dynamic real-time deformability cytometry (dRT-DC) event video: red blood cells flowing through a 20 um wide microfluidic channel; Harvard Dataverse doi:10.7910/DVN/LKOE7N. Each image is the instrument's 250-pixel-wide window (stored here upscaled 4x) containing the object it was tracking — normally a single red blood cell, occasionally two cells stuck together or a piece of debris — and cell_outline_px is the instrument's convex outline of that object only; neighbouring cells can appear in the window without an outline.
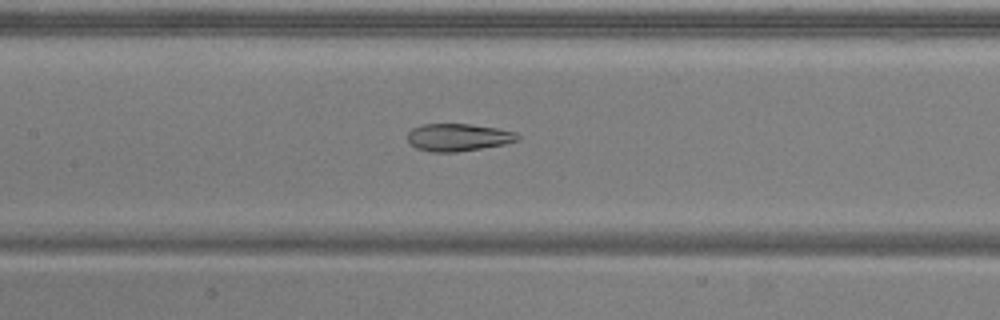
{"species": "common noctule bat (a hibernating species)", "species_latin": "Nyctalus noctula", "temperature_condition": "warm", "stored_images_in_passage": 52, "camera_frame_rate_fps": 3000, "um_per_image_px": 0.085, "animal": {"sex": "male", "body_mass_g": 20.5, "forearm_length_mm": 52.5}, "frame": {"image": 1, "passage_image": 24, "time_ms": 7.667, "image_size_px": [1000, 320], "cell_outline_px": [[520, 140], [504, 144], [456, 152], [432, 152], [416, 148], [408, 144], [408, 132], [412, 128], [420, 124], [472, 124], [496, 128], [516, 132], [520, 136]], "centroid_in_image_um": [38.92, 11.67], "position_along_channel_um": 168.5, "area_um2": 17.74}}
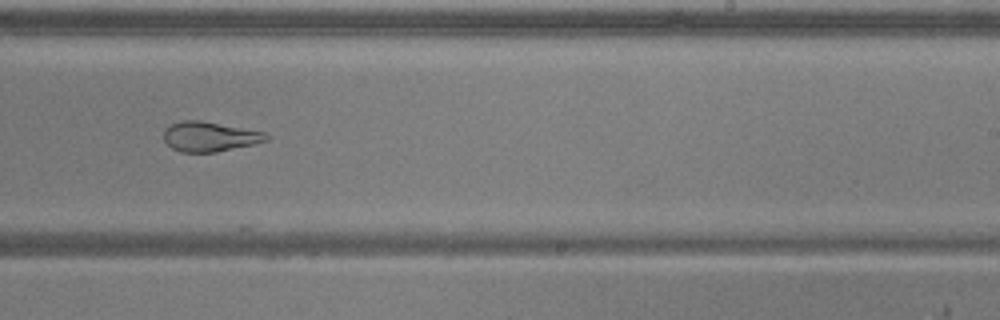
{"frame": {"image": 2, "passage_image": 32, "time_ms": 10.333, "image_size_px": [1000, 320], "cell_outline_px": [[268, 140], [256, 144], [216, 152], [180, 152], [172, 148], [164, 140], [164, 128], [180, 120], [200, 120], [268, 132]], "centroid_in_image_um": [17.85, 11.61], "position_along_channel_um": 271.2, "area_um2": 18.03}}
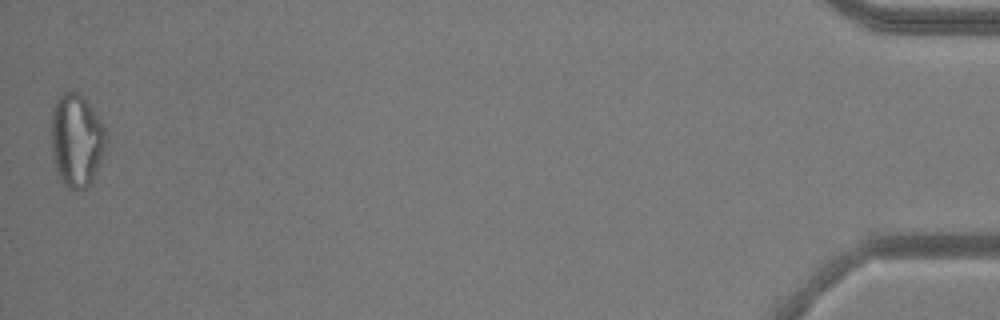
{"frame": {"image": 3, "passage_image": 52, "time_ms": 17.0, "image_size_px": [1000, 320], "cell_outline_px": [[108, 144], [92, 180], [88, 188], [80, 192], [72, 192], [60, 180], [52, 156], [52, 108], [56, 100], [64, 92], [80, 92], [84, 96], [104, 124], [108, 136]], "centroid_in_image_um": [6.54, 11.95], "position_along_channel_um": 428.7, "area_um2": 30.4}, "authors_computed_cell_mechanics": {"area_um2": 23.7847, "velocity_mm_per_s": 3.8655, "shape_relaxation_time_tau1_ms": null, "shape_relaxation_time_tau2_ms": 2.1717, "deformation_change_tau1": null, "deformation_change_tau2": 0.0934}}